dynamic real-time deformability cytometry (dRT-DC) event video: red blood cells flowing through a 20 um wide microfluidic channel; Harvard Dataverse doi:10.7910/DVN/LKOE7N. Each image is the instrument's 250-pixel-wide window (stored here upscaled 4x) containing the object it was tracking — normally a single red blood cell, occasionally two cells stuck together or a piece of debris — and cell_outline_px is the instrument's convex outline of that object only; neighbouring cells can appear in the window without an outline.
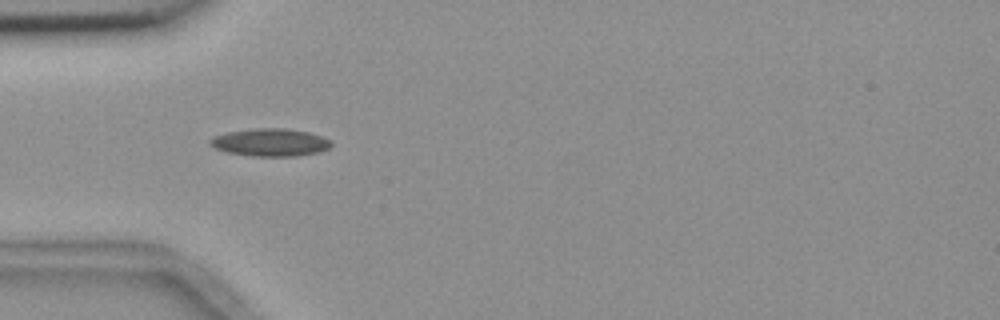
{"species": "common noctule bat (a hibernating species)", "species_latin": "Nyctalus noctula", "temperature_condition": "room temperature", "stored_images_in_passage": 34, "camera_frame_rate_fps": 3000, "um_per_image_px": 0.085, "animal": {"sex": "female", "body_mass_g": 18.4}, "frame": {"image": 1, "passage_image": 1, "time_ms": 0.0, "image_size_px": [1000, 320], "cell_outline_px": [[332, 144], [328, 148], [320, 152], [296, 156], [252, 156], [228, 152], [216, 148], [208, 144], [208, 140], [212, 136], [228, 132], [252, 128], [284, 128], [308, 132], [332, 140]], "centroid_in_image_um": [22.96, 12.1], "position_along_channel_um": 62.0, "area_um2": 19.59}}
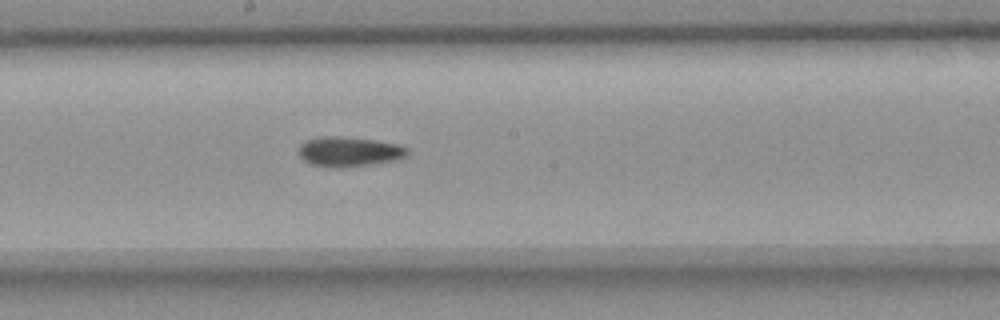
{"frame": {"image": 2, "passage_image": 14, "time_ms": 4.333, "image_size_px": [1000, 320], "cell_outline_px": [[408, 156], [392, 160], [368, 164], [340, 168], [312, 164], [304, 160], [296, 152], [300, 144], [304, 140], [320, 136], [340, 136], [376, 140], [400, 144], [408, 148]], "centroid_in_image_um": [29.64, 12.86], "position_along_channel_um": 218.6, "area_um2": 18.96}}
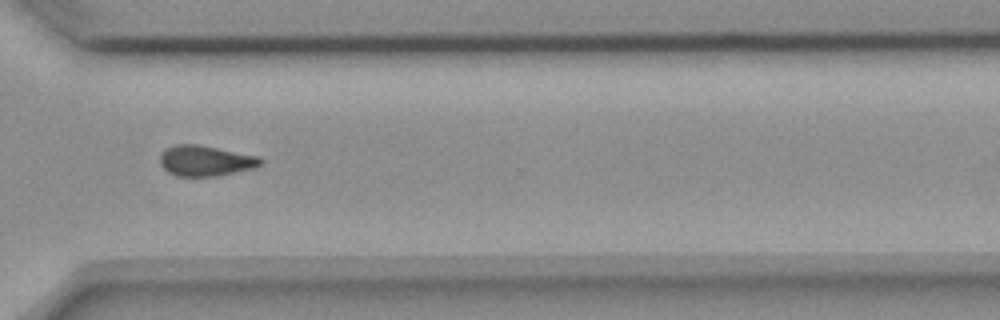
{"frame": {"image": 3, "passage_image": 25, "time_ms": 8.0, "image_size_px": [1000, 320], "cell_outline_px": [[264, 164], [256, 168], [216, 176], [176, 176], [168, 172], [160, 164], [160, 152], [176, 144], [196, 144], [260, 156], [264, 160]], "centroid_in_image_um": [17.51, 13.67], "position_along_channel_um": 353.1, "area_um2": 18.09}, "authors_computed_cell_mechanics": {"area_um2": 17.8602, "velocity_mm_per_s": 3.656, "shape_relaxation_time_tau1_ms": null, "shape_relaxation_time_tau2_ms": 11.2161, "deformation_change_tau1": null, "deformation_change_tau2": 0.2063}}